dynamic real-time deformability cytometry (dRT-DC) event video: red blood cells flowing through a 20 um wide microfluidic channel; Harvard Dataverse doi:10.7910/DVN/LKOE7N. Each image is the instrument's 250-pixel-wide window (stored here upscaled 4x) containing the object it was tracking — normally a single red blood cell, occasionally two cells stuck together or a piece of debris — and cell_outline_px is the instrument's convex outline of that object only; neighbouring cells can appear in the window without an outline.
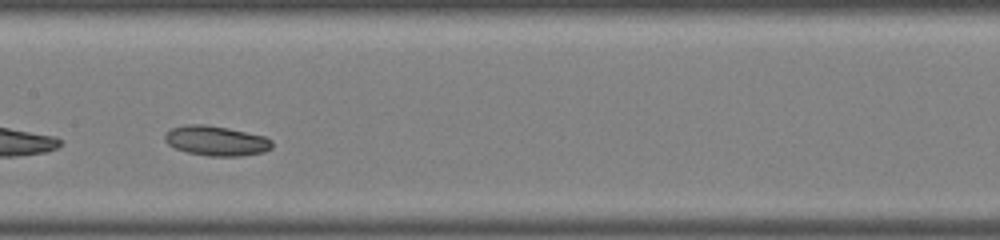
{"species": "common noctule bat (a hibernating species)", "species_latin": "Nyctalus noctula", "temperature_condition": "warm", "stored_images_in_passage": 23, "camera_frame_rate_fps": 3000, "um_per_image_px": 0.085, "animal": {"sex": "male", "body_mass_g": 19.0, "forearm_length_mm": 50.8}, "frame": {"image": 1, "passage_image": 10, "time_ms": 3.0, "image_size_px": [1000, 240], "cell_outline_px": [[272, 148], [264, 152], [240, 156], [208, 156], [188, 152], [176, 148], [168, 144], [164, 140], [164, 136], [172, 128], [188, 124], [204, 124], [228, 128], [264, 136], [272, 140]], "centroid_in_image_um": [18.39, 11.97], "position_along_channel_um": 189.0, "area_um2": 18.55}}
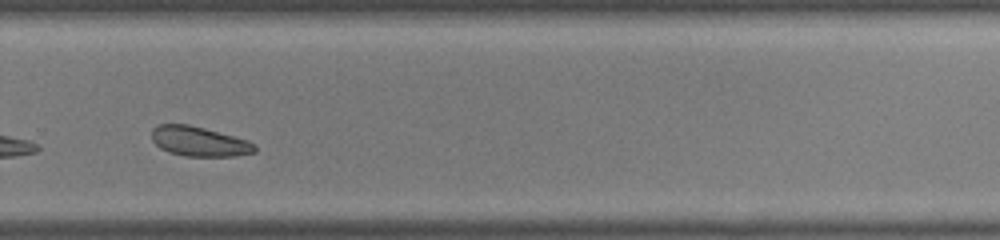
{"frame": {"image": 2, "passage_image": 17, "time_ms": 5.333, "image_size_px": [1000, 240], "cell_outline_px": [[256, 152], [236, 156], [184, 156], [168, 152], [160, 148], [152, 140], [152, 128], [156, 124], [188, 124], [204, 128], [248, 140], [256, 144]], "centroid_in_image_um": [16.92, 12.02], "position_along_channel_um": 312.9, "area_um2": 17.98}}